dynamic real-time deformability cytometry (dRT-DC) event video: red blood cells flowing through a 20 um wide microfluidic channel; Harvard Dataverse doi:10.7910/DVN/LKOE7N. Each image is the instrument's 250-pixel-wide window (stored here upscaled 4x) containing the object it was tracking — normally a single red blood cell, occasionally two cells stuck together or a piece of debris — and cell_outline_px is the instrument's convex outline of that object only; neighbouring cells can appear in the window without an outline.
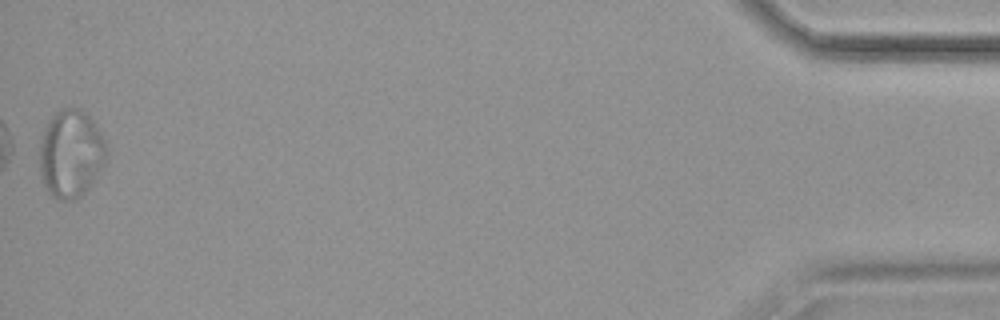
{"species": "common noctule bat (a hibernating species)", "species_latin": "Nyctalus noctula", "temperature_condition": "cold", "stored_images_in_passage": 38, "segment_of_instrument_passage": [2, 2], "camera_frame_rate_fps": 3000, "um_per_image_px": 0.085, "animal": {"sex": "female", "body_mass_g": 19.9}, "frame": {"image": 1, "passage_image": 38, "time_ms": 12.333, "image_size_px": [1000, 320], "cell_outline_px": [[104, 168], [88, 188], [80, 196], [72, 200], [60, 200], [52, 196], [44, 188], [40, 180], [40, 144], [48, 120], [56, 112], [64, 108], [80, 108], [96, 124], [104, 136]], "centroid_in_image_um": [6.01, 13.09], "position_along_channel_um": 429.2, "area_um2": 34.22}}